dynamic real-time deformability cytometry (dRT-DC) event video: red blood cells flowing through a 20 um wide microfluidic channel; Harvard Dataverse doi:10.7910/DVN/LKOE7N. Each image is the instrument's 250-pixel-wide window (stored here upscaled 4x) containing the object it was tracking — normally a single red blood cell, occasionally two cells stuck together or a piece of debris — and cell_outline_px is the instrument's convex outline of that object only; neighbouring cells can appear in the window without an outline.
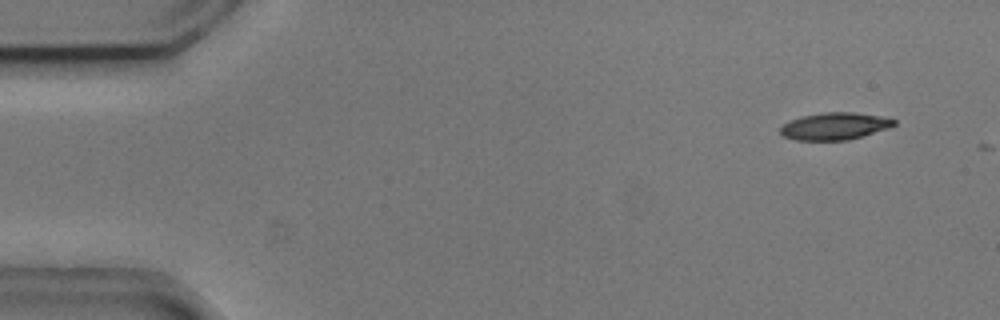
{"species": "common noctule bat (a hibernating species)", "species_latin": "Nyctalus noctula", "temperature_condition": "cold", "stored_images_in_passage": 5, "camera_frame_rate_fps": 3000, "um_per_image_px": 0.085, "animal": {"sex": "male", "body_mass_g": 20.5, "forearm_length_mm": 52.5}, "frame": {"image": 1, "passage_image": 1, "time_ms": 0.0, "image_size_px": [1000, 320], "cell_outline_px": [[896, 124], [888, 128], [848, 140], [796, 140], [784, 136], [780, 132], [780, 128], [784, 124], [792, 120], [804, 116], [824, 112], [852, 112], [880, 116], [896, 120]], "centroid_in_image_um": [70.96, 10.72], "position_along_channel_um": 14.0, "area_um2": 17.69}}